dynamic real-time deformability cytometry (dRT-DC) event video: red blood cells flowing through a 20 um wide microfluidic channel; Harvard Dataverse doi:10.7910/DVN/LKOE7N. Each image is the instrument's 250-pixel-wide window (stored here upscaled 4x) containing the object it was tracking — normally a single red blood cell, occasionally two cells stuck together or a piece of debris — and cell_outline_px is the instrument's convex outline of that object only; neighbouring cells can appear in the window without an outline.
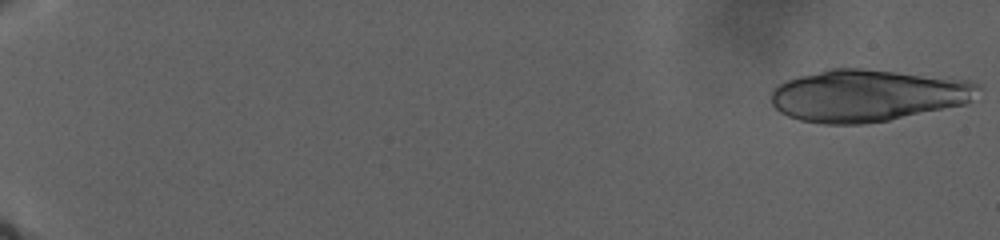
{"species": "human", "species_latin": "Homo sapiens", "temperature_condition": "warm", "stored_images_in_passage": 24, "camera_frame_rate_fps": 3000, "um_per_image_px": 0.085, "donor": {"sex": "male"}, "frame": {"image": 1, "passage_image": 1, "time_ms": 0.0, "image_size_px": [1000, 240], "cell_outline_px": [[984, 88], [972, 100], [964, 104], [888, 120], [860, 124], [820, 124], [800, 120], [788, 116], [780, 112], [772, 104], [772, 88], [788, 80], [800, 76], [832, 68], [860, 68], [948, 76], [972, 80], [980, 84]], "centroid_in_image_um": [73.83, 8.1], "position_along_channel_um": 11.2, "area_um2": 63.35}}
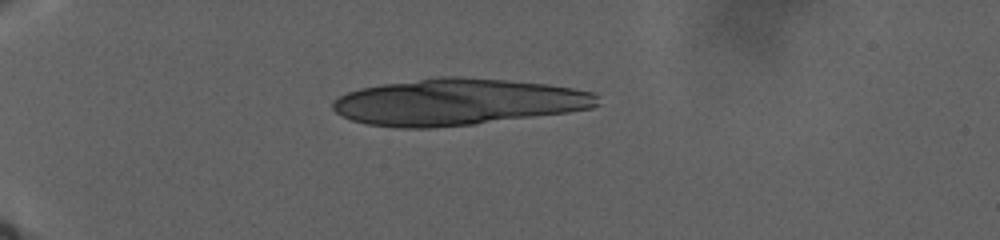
{"frame": {"image": 2, "passage_image": 14, "time_ms": 11.0, "image_size_px": [1000, 240], "cell_outline_px": [[600, 104], [592, 108], [568, 112], [476, 124], [432, 128], [396, 128], [368, 124], [352, 120], [340, 116], [332, 108], [332, 100], [348, 92], [360, 88], [380, 84], [440, 76], [460, 76], [548, 84], [572, 88], [592, 92], [596, 96]], "centroid_in_image_um": [38.87, 8.67], "position_along_channel_um": 46.1, "area_um2": 71.9}}